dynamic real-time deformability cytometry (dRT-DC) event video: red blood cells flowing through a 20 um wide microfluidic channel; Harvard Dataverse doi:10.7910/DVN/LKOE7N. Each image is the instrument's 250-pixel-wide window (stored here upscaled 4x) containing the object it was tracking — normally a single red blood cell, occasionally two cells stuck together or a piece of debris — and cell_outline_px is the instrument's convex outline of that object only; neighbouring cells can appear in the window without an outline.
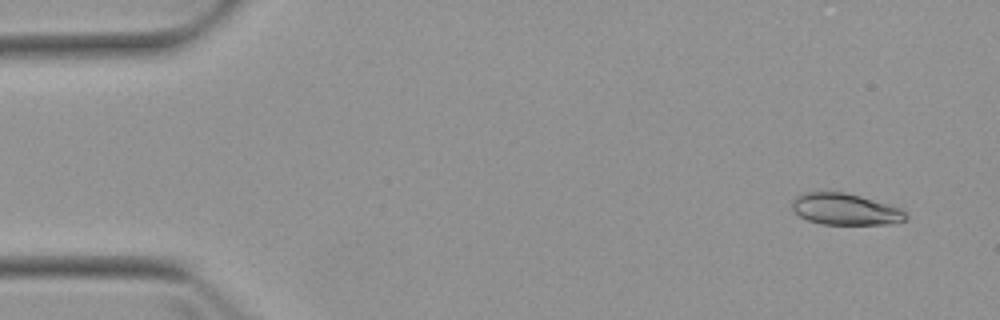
{"species": "Egyptian fruit bat (a non-hibernating species)", "species_latin": "Rousettus aegyptiacus", "temperature_condition": "warm", "stored_images_in_passage": 4, "camera_frame_rate_fps": 3000, "um_per_image_px": 0.085, "animal": {"sex": "female"}, "frame": {"image": 1, "passage_image": 1, "time_ms": 0.0, "image_size_px": [1000, 320], "cell_outline_px": [[908, 220], [888, 224], [820, 224], [808, 220], [800, 216], [792, 208], [792, 200], [796, 196], [804, 192], [844, 192], [860, 196], [900, 208], [908, 212]], "centroid_in_image_um": [71.87, 17.79], "position_along_channel_um": 13.1, "area_um2": 20.87}}
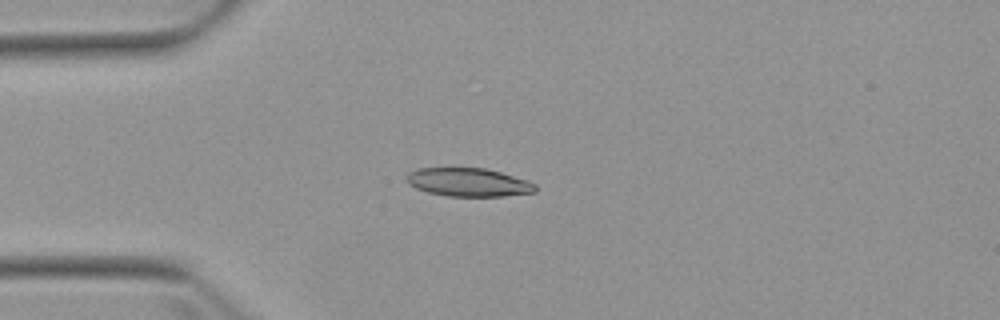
{"frame": {"image": 2, "passage_image": 4, "time_ms": 3.333, "image_size_px": [1000, 320], "cell_outline_px": [[536, 192], [504, 196], [448, 196], [428, 192], [416, 188], [408, 184], [408, 172], [416, 168], [484, 168], [500, 172], [528, 180], [536, 184]], "centroid_in_image_um": [39.84, 15.49], "position_along_channel_um": 45.2, "area_um2": 21.27}}